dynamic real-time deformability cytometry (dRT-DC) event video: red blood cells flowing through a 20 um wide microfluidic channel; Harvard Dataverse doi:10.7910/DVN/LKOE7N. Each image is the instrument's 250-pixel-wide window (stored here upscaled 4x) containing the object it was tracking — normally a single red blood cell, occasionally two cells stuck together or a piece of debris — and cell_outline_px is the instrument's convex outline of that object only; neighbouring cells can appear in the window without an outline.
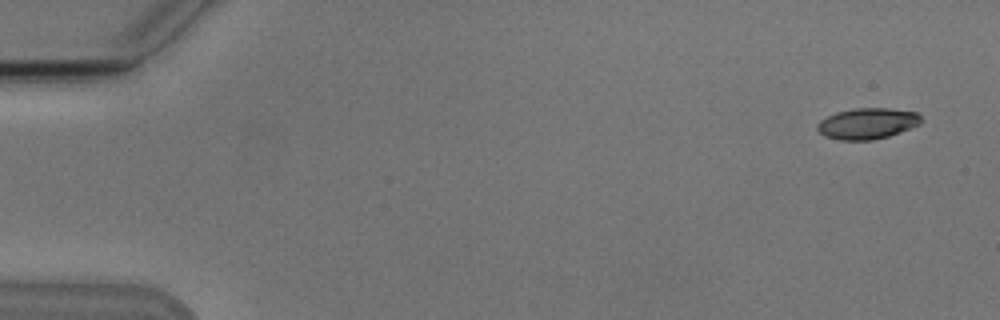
{"species": "Egyptian fruit bat (a non-hibernating species)", "species_latin": "Rousettus aegyptiacus", "temperature_condition": "cold", "stored_images_in_passage": 5, "camera_frame_rate_fps": 3000, "um_per_image_px": 0.085, "animal": {"sex": "male"}, "frame": {"image": 1, "passage_image": 1, "time_ms": 0.0, "image_size_px": [1000, 320], "cell_outline_px": [[924, 120], [920, 124], [900, 132], [888, 136], [872, 140], [840, 140], [824, 136], [816, 128], [816, 124], [820, 120], [836, 112], [856, 108], [888, 108], [916, 112]], "centroid_in_image_um": [73.72, 10.5], "position_along_channel_um": 11.3, "area_um2": 18.79}}
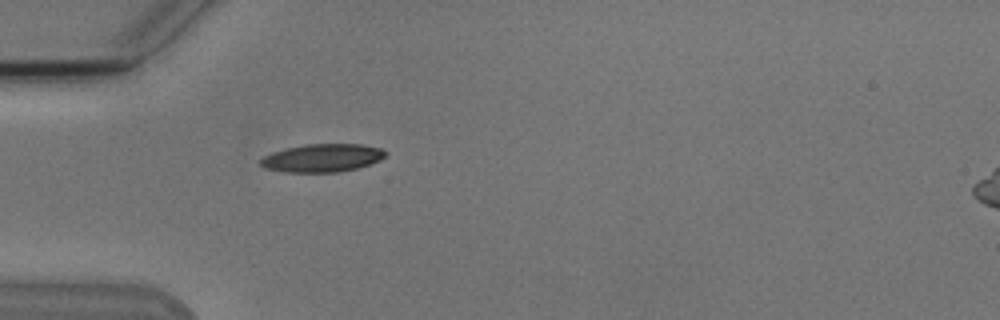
{"frame": {"image": 2, "passage_image": 5, "time_ms": 4.667, "image_size_px": [1000, 320], "cell_outline_px": [[388, 152], [380, 160], [356, 168], [336, 172], [288, 172], [264, 168], [260, 164], [260, 160], [264, 156], [272, 152], [304, 144], [360, 144], [380, 148]], "centroid_in_image_um": [27.38, 13.42], "position_along_channel_um": 57.6, "area_um2": 20.23}}